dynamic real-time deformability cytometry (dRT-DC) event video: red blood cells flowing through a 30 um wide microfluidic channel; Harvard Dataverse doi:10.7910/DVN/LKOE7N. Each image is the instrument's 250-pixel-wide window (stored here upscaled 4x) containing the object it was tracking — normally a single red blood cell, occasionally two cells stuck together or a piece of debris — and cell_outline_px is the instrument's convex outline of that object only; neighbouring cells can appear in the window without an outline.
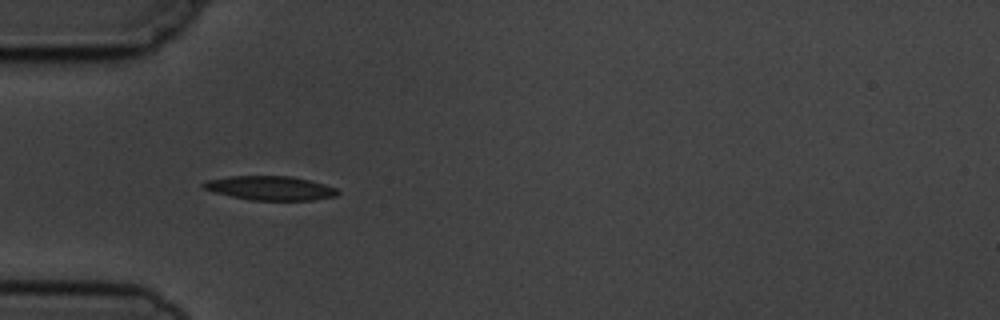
{"species": "common noctule bat (a hibernating species)", "species_latin": "Nyctalus noctula", "temperature_condition": "cold", "stored_images_in_passage": 5, "camera_frame_rate_fps": 3000, "um_per_image_px": 0.085, "animal": {"sex": "male", "body_mass_g": 19.5, "forearm_length_mm": 54.6}, "frame": {"image": 1, "passage_image": 4, "time_ms": 3.667, "image_size_px": [1000, 320], "cell_outline_px": [[340, 192], [336, 196], [312, 200], [248, 200], [216, 192], [204, 188], [200, 184], [208, 180], [232, 176], [292, 176], [324, 184], [336, 188]], "centroid_in_image_um": [22.99, 15.99], "position_along_channel_um": 62.0, "area_um2": 18.67}}
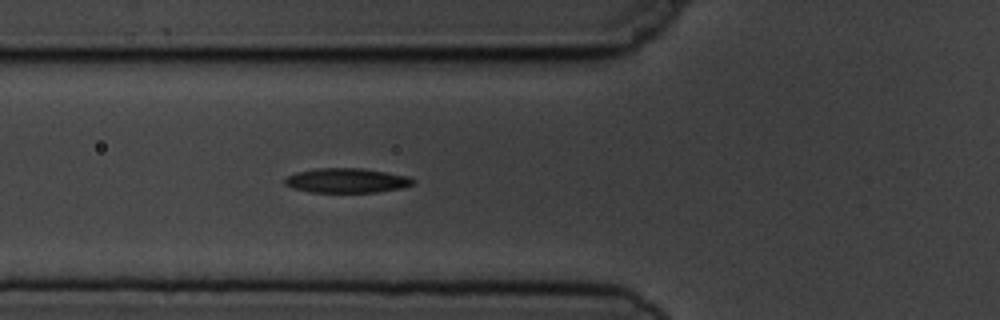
{"frame": {"image": 2, "passage_image": 5, "time_ms": 4.667, "image_size_px": [1000, 320], "cell_outline_px": [[416, 184], [404, 188], [376, 192], [312, 192], [292, 188], [284, 184], [284, 180], [288, 176], [296, 172], [316, 168], [364, 168], [408, 176], [416, 180]], "centroid_in_image_um": [29.51, 15.34], "position_along_channel_um": 96.3, "area_um2": 18.55}}